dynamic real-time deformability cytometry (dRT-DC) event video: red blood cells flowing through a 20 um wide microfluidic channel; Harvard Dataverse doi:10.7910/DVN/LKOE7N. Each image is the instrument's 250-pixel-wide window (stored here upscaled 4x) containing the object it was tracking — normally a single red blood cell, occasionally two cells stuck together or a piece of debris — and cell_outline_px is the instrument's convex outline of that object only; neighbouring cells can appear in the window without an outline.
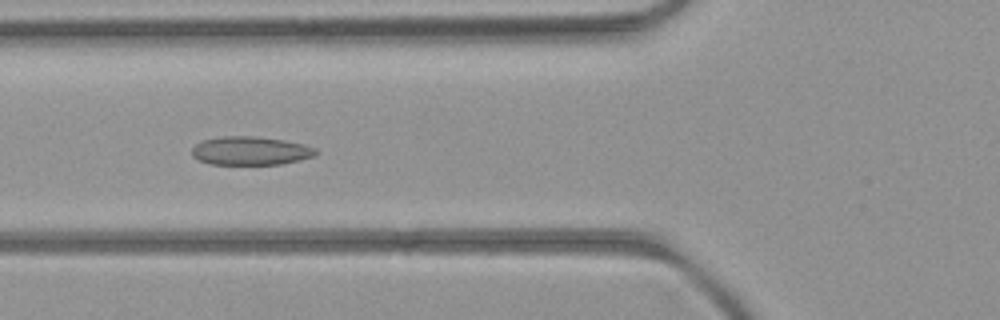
{"species": "common noctule bat (a hibernating species)", "species_latin": "Nyctalus noctula", "temperature_condition": "room temperature", "stored_images_in_passage": 22, "camera_frame_rate_fps": 3000, "um_per_image_px": 0.085, "animal": {"sex": "female", "body_mass_g": 21.9}, "frame": {"image": 1, "passage_image": 5, "time_ms": 1.333, "image_size_px": [1000, 320], "cell_outline_px": [[320, 152], [316, 156], [300, 160], [280, 164], [208, 164], [196, 160], [192, 156], [192, 148], [196, 144], [204, 140], [224, 136], [256, 136], [284, 140], [304, 144], [316, 148]], "centroid_in_image_um": [21.32, 12.82], "position_along_channel_um": 104.5, "area_um2": 20.81}}